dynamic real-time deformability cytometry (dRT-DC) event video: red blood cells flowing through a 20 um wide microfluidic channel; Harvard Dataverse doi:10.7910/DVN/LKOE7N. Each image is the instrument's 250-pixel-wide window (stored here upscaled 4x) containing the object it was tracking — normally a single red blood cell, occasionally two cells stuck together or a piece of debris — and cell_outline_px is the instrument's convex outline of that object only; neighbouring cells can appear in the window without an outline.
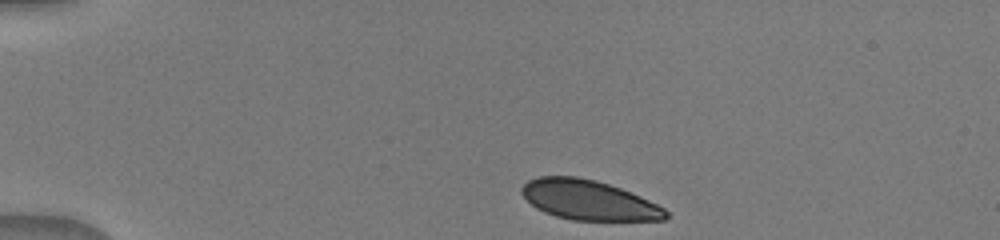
{"species": "human", "species_latin": "Homo sapiens", "temperature_condition": "warm", "stored_images_in_passage": 41, "camera_frame_rate_fps": 3000, "um_per_image_px": 0.085, "donor": {"sex": "male"}, "frame": {"image": 1, "passage_image": 1, "time_ms": 0.0, "image_size_px": [1000, 240], "cell_outline_px": [[668, 216], [664, 220], [572, 220], [556, 216], [544, 212], [536, 208], [520, 192], [520, 188], [528, 180], [540, 176], [576, 176], [596, 180], [620, 188], [640, 196], [664, 208], [668, 212]], "centroid_in_image_um": [50.01, 17.0], "position_along_channel_um": 35.0, "area_um2": 33.23}}
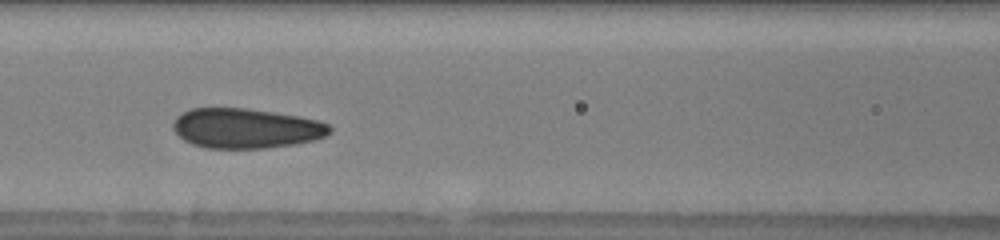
{"frame": {"image": 2, "passage_image": 14, "time_ms": 4.333, "image_size_px": [1000, 240], "cell_outline_px": [[332, 132], [316, 140], [296, 144], [268, 148], [204, 148], [192, 144], [184, 140], [172, 128], [172, 124], [176, 116], [192, 108], [248, 108], [300, 116], [316, 120], [328, 124], [332, 128]], "centroid_in_image_um": [20.92, 10.91], "position_along_channel_um": 145.7, "area_um2": 36.65}}
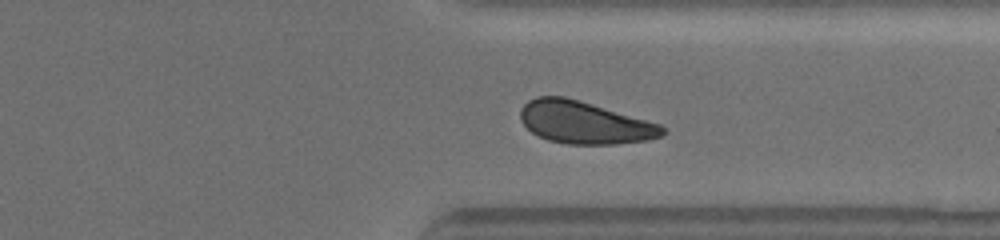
{"frame": {"image": 3, "passage_image": 30, "time_ms": 9.667, "image_size_px": [1000, 240], "cell_outline_px": [[668, 128], [664, 136], [648, 140], [616, 144], [568, 144], [548, 140], [532, 132], [520, 120], [520, 108], [528, 100], [536, 96], [564, 96], [592, 104], [660, 124]], "centroid_in_image_um": [49.69, 10.42], "position_along_channel_um": 361.7, "area_um2": 35.08}}